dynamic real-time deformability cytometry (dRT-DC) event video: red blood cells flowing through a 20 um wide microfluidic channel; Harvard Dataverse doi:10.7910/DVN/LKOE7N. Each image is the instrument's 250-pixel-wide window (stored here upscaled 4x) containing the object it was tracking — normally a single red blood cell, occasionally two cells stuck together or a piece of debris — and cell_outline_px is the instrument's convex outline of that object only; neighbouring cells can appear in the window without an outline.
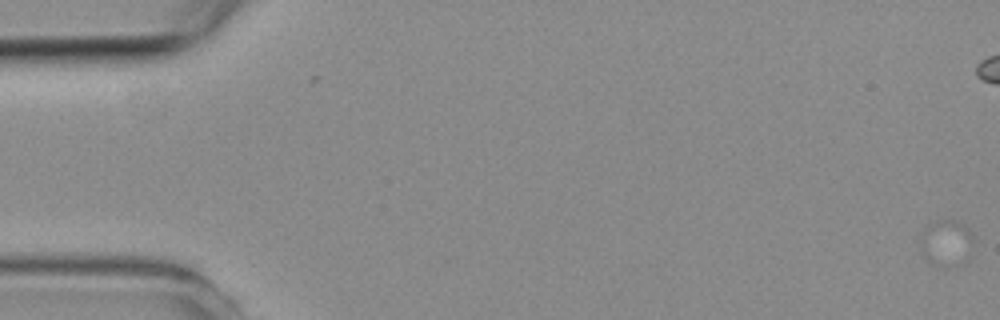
{"species": "common noctule bat (a hibernating species)", "species_latin": "Nyctalus noctula", "temperature_condition": "room temperature", "stored_images_in_passage": 3, "camera_frame_rate_fps": 3000, "um_per_image_px": 0.085, "animal": {"sex": "female", "body_mass_g": 19.3, "forearm_length_mm": 54.1}, "frame": {"image": 1, "passage_image": 1, "time_ms": 0.0, "image_size_px": [1000, 320], "cell_outline_px": [[972, 256], [968, 264], [944, 268], [936, 268], [924, 256], [924, 232], [928, 228], [940, 220], [956, 220], [964, 224], [968, 228], [972, 236]], "centroid_in_image_um": [80.58, 20.75], "position_along_channel_um": 4.4, "area_um2": 14.28}}